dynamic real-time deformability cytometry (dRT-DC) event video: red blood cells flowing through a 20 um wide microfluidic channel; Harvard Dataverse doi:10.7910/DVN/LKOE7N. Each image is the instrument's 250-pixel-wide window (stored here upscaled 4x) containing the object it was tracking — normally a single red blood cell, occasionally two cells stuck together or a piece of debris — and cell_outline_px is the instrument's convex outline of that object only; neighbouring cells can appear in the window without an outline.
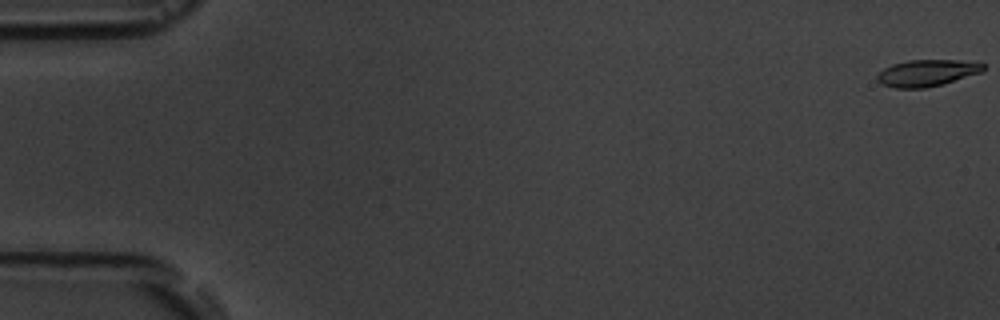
{"species": "common noctule bat (a hibernating species)", "species_latin": "Nyctalus noctula", "temperature_condition": "room temperature", "stored_images_in_passage": 3, "camera_frame_rate_fps": 3000, "um_per_image_px": 0.085, "animal": {"sex": "male", "body_mass_g": 19.5, "forearm_length_mm": 54.6}, "frame": {"image": 1, "passage_image": 1, "time_ms": 0.0, "image_size_px": [1000, 320], "cell_outline_px": [[984, 68], [980, 72], [944, 84], [924, 88], [896, 88], [880, 84], [876, 80], [876, 76], [884, 68], [892, 64], [908, 60], [956, 60], [984, 64]], "centroid_in_image_um": [78.72, 6.21], "position_along_channel_um": 6.3, "area_um2": 16.36}}